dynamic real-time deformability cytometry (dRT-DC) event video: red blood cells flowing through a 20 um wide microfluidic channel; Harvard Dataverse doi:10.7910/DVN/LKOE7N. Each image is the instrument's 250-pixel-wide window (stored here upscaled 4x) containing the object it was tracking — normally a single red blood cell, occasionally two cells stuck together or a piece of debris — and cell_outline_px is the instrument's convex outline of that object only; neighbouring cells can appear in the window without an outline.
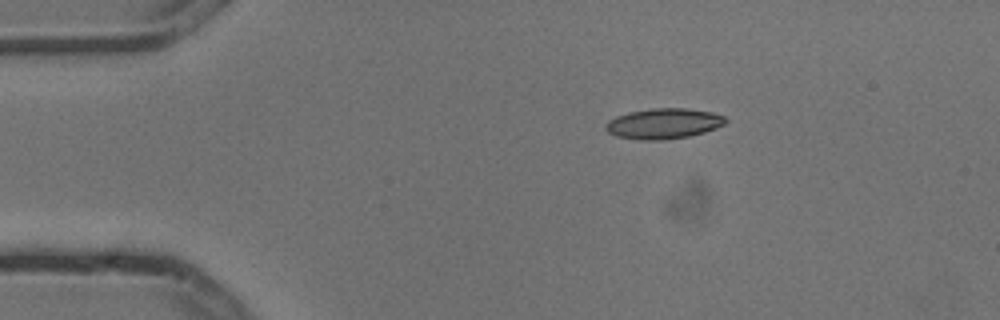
{"species": "common noctule bat (a hibernating species)", "species_latin": "Nyctalus noctula", "temperature_condition": "cold", "stored_images_in_passage": 7, "camera_frame_rate_fps": 3000, "um_per_image_px": 0.085, "animal": {"sex": "male", "body_mass_g": 13.3}, "frame": {"image": 1, "passage_image": 1, "time_ms": 0.0, "image_size_px": [1000, 320], "cell_outline_px": [[728, 120], [724, 124], [716, 128], [704, 132], [688, 136], [664, 140], [640, 140], [616, 136], [608, 132], [604, 128], [604, 124], [608, 120], [616, 116], [628, 112], [652, 108], [688, 108], [712, 112], [724, 116]], "centroid_in_image_um": [56.38, 10.5], "position_along_channel_um": 28.6, "area_um2": 21.44}}
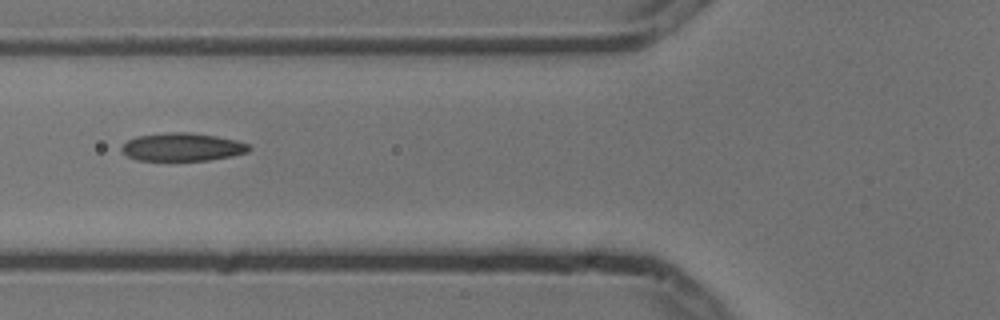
{"frame": {"image": 2, "passage_image": 4, "time_ms": 1.0, "image_size_px": [1000, 320], "cell_outline_px": [[252, 148], [248, 152], [232, 156], [208, 160], [136, 160], [120, 152], [120, 148], [128, 140], [136, 136], [168, 132], [188, 132], [216, 136], [236, 140], [248, 144]], "centroid_in_image_um": [15.48, 12.49], "position_along_channel_um": 110.3, "area_um2": 20.87}}
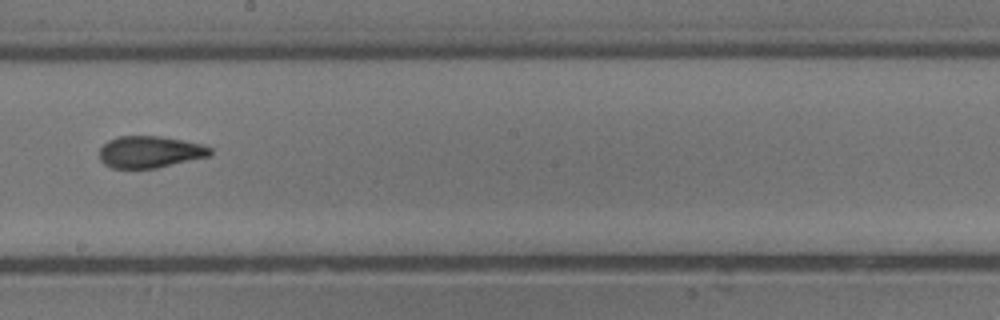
{"frame": {"image": 3, "passage_image": 7, "time_ms": 2.0, "image_size_px": [1000, 320], "cell_outline_px": [[212, 152], [208, 156], [156, 168], [112, 168], [104, 164], [100, 160], [100, 148], [108, 140], [116, 136], [160, 136], [184, 140], [204, 144], [212, 148]], "centroid_in_image_um": [12.74, 12.9], "position_along_channel_um": 235.5, "area_um2": 20.58}}